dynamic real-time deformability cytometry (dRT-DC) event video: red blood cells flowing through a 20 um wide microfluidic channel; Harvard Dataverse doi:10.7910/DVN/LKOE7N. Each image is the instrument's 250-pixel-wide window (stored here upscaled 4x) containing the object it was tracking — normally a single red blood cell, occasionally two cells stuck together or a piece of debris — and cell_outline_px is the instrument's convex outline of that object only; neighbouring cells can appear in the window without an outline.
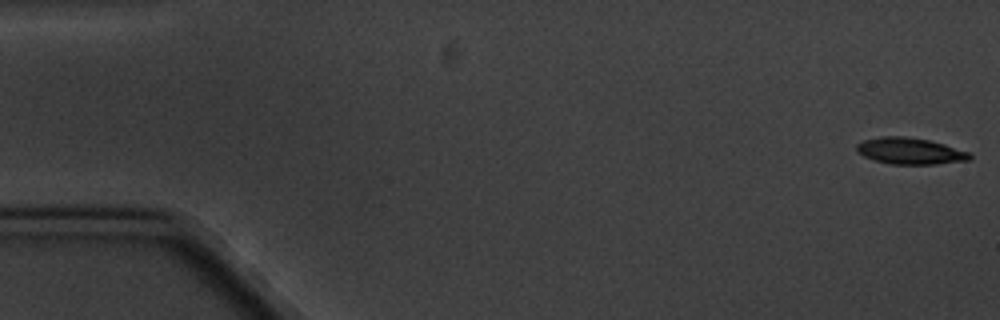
{"species": "common noctule bat (a hibernating species)", "species_latin": "Nyctalus noctula", "temperature_condition": "cold", "stored_images_in_passage": 6, "camera_frame_rate_fps": 3000, "um_per_image_px": 0.085, "animal": {"sex": "male", "body_mass_g": 20.1, "forearm_length_mm": 53.5}, "frame": {"image": 1, "passage_image": 1, "time_ms": 0.0, "image_size_px": [1000, 320], "cell_outline_px": [[972, 160], [936, 164], [892, 164], [876, 160], [864, 156], [856, 152], [856, 144], [864, 140], [880, 136], [904, 136], [928, 140], [944, 144], [972, 152]], "centroid_in_image_um": [77.39, 12.83], "position_along_channel_um": 7.6, "area_um2": 17.57}}
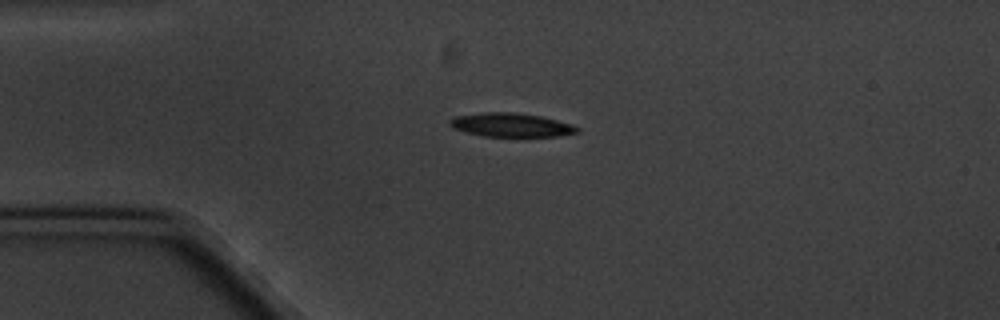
{"frame": {"image": 2, "passage_image": 4, "time_ms": 4.333, "image_size_px": [1000, 320], "cell_outline_px": [[580, 132], [556, 136], [484, 136], [464, 132], [452, 128], [448, 124], [448, 120], [452, 116], [484, 112], [512, 112], [540, 116], [572, 124], [580, 128]], "centroid_in_image_um": [43.38, 10.61], "position_along_channel_um": 41.6, "area_um2": 17.74}}